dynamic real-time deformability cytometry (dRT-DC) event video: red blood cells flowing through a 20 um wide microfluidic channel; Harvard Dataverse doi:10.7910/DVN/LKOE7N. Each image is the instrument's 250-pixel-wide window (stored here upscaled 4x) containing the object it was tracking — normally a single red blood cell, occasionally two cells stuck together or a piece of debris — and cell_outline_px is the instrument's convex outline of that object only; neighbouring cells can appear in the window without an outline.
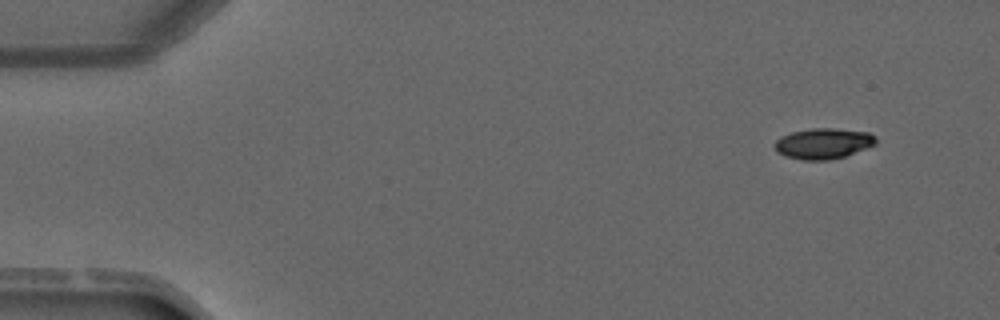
{"species": "common noctule bat (a hibernating species)", "species_latin": "Nyctalus noctula", "temperature_condition": "warm", "stored_images_in_passage": 4, "camera_frame_rate_fps": 3000, "um_per_image_px": 0.085, "animal": {"sex": "male", "forearm_length_mm": 52.5}, "frame": {"image": 1, "passage_image": 1, "time_ms": 0.0, "image_size_px": [1000, 320], "cell_outline_px": [[876, 144], [844, 156], [828, 160], [804, 160], [784, 156], [776, 152], [772, 144], [780, 136], [792, 132], [812, 128], [836, 128], [868, 132], [876, 136]], "centroid_in_image_um": [69.93, 12.19], "position_along_channel_um": 15.1, "area_um2": 18.21}}
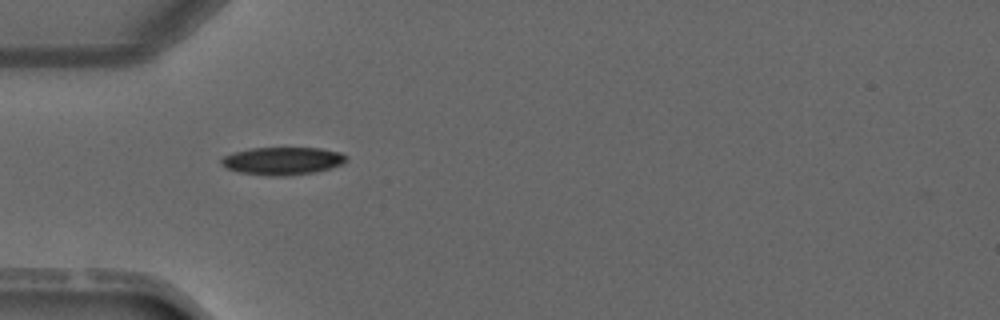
{"frame": {"image": 2, "passage_image": 4, "time_ms": 3.333, "image_size_px": [1000, 320], "cell_outline_px": [[348, 160], [344, 164], [312, 172], [288, 176], [268, 176], [240, 172], [228, 168], [220, 164], [220, 160], [224, 156], [232, 152], [252, 148], [320, 148], [340, 152], [348, 156]], "centroid_in_image_um": [24.02, 13.67], "position_along_channel_um": 61.0, "area_um2": 20.23}}